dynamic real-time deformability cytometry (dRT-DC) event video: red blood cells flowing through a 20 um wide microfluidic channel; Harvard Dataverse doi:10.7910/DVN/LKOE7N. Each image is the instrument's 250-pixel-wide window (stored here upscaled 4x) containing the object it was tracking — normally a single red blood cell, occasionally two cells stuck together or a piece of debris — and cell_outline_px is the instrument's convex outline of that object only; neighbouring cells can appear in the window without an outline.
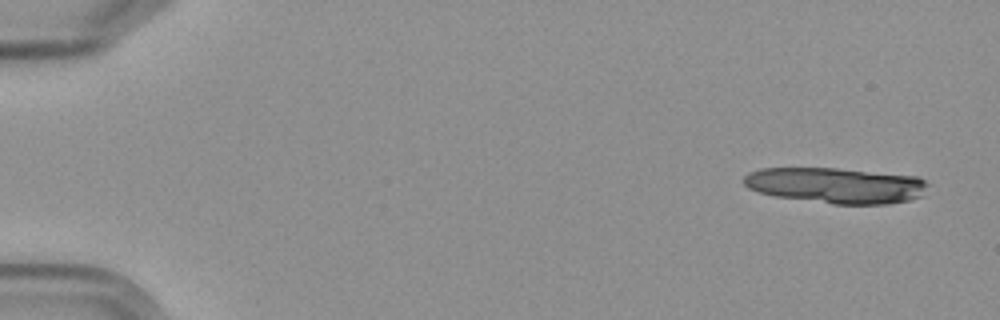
{"species": "Egyptian fruit bat (a non-hibernating species)", "species_latin": "Rousettus aegyptiacus", "temperature_condition": "cold", "stored_images_in_passage": 6, "camera_frame_rate_fps": 3000, "um_per_image_px": 0.085, "frame": {"image": 1, "passage_image": 1, "time_ms": 0.0, "image_size_px": [1000, 320], "cell_outline_px": [[928, 184], [924, 196], [908, 200], [888, 204], [832, 204], [776, 196], [760, 192], [748, 188], [744, 184], [744, 176], [748, 172], [760, 168], [836, 168], [916, 176], [924, 180]], "centroid_in_image_um": [71.07, 15.76], "position_along_channel_um": 13.9, "area_um2": 38.32}}
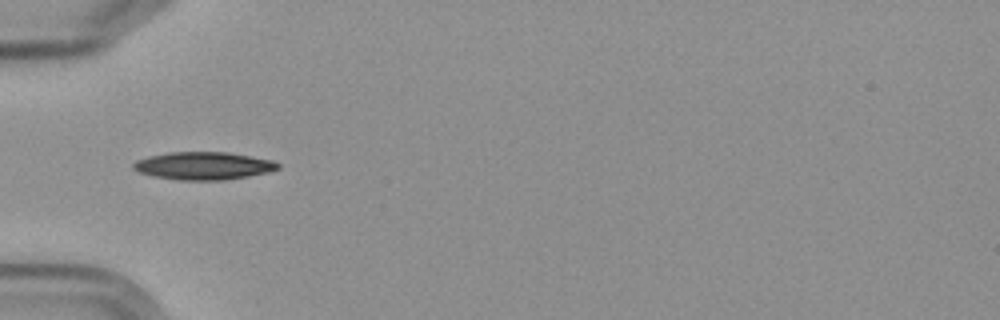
{"frame": {"image": 2, "passage_image": 6, "time_ms": 5.667, "image_size_px": [1000, 320], "cell_outline_px": [[280, 168], [268, 172], [248, 176], [224, 180], [180, 180], [156, 176], [140, 172], [132, 168], [132, 164], [136, 160], [148, 156], [168, 152], [228, 152], [272, 160], [280, 164]], "centroid_in_image_um": [17.3, 14.08], "position_along_channel_um": 67.7, "area_um2": 23.29}}